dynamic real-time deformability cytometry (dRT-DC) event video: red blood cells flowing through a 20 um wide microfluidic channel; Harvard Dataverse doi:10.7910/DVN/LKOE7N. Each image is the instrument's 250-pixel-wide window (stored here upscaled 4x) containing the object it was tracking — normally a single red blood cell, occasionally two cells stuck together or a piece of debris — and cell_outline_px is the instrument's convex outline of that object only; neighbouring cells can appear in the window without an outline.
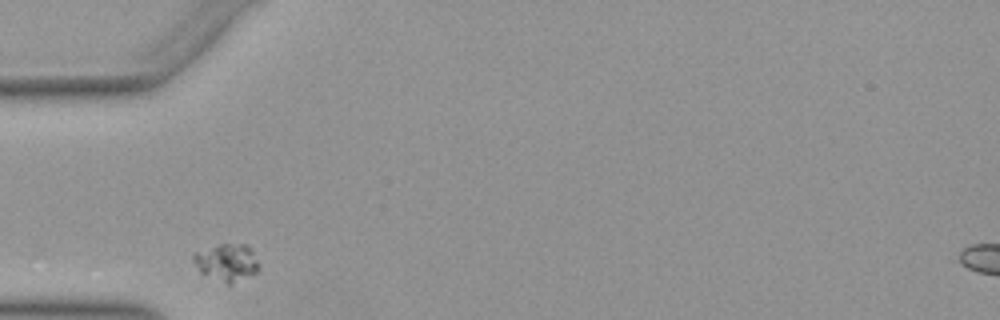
{"species": "Egyptian fruit bat (a non-hibernating species)", "species_latin": "Rousettus aegyptiacus", "temperature_condition": "warm", "stored_images_in_passage": 26, "camera_frame_rate_fps": 3000, "um_per_image_px": 0.085, "animal": {"sex": "female"}, "frame": {"image": 1, "passage_image": 1, "time_ms": 0.0, "image_size_px": [1000, 320], "cell_outline_px": [[260, 268], [256, 272], [232, 284], [228, 284], [200, 272], [192, 260], [192, 252], [220, 244], [244, 244], [252, 248]], "centroid_in_image_um": [19.26, 22.28], "position_along_channel_um": 65.7, "area_um2": 14.22}}
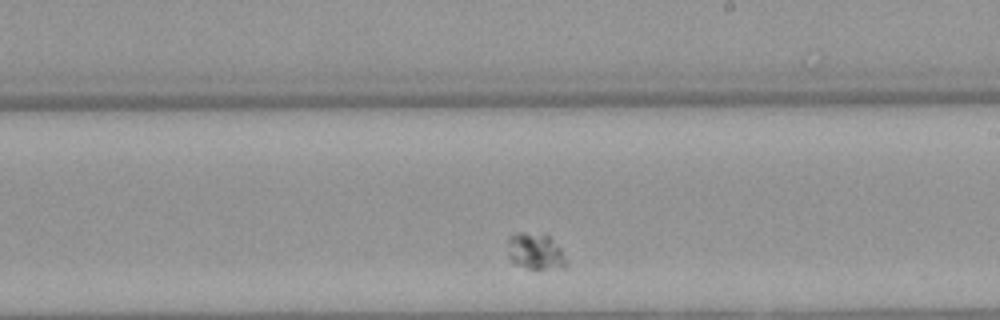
{"frame": {"image": 2, "passage_image": 16, "time_ms": 5.0, "image_size_px": [1000, 320], "cell_outline_px": [[564, 268], [528, 268], [516, 264], [508, 260], [508, 236], [512, 232], [524, 232], [548, 236], [560, 248], [564, 260]], "centroid_in_image_um": [45.41, 21.35], "position_along_channel_um": 243.6, "area_um2": 12.14}}
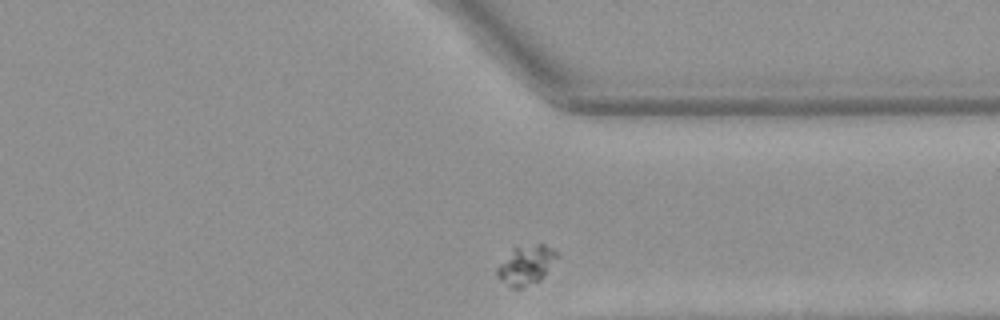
{"frame": {"image": 3, "passage_image": 26, "time_ms": 8.333, "image_size_px": [1000, 320], "cell_outline_px": [[560, 256], [544, 276], [540, 280], [524, 288], [512, 288], [496, 276], [496, 268], [512, 248], [536, 244], [544, 244], [552, 248]], "centroid_in_image_um": [44.73, 22.53], "position_along_channel_um": 366.7, "area_um2": 13.81}}